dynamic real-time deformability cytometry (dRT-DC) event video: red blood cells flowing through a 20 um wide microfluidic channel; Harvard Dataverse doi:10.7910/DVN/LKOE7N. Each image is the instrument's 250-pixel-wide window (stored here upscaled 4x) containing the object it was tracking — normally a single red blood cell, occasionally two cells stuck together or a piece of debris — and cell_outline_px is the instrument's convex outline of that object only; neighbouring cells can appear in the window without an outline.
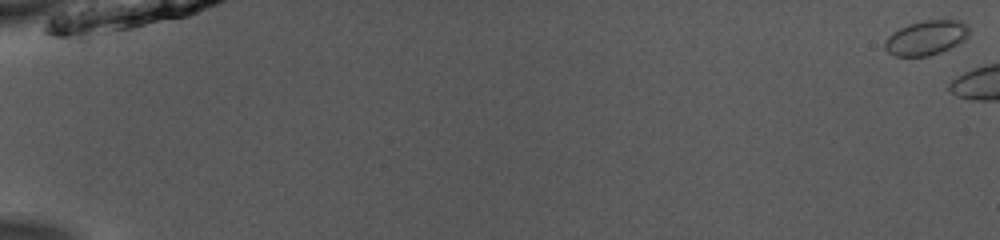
{"species": "common noctule bat (a hibernating species)", "species_latin": "Nyctalus noctula", "temperature_condition": "room temperature", "stored_images_in_passage": 23, "camera_frame_rate_fps": 3000, "um_per_image_px": 0.085, "animal": {"sex": "male", "body_mass_g": 13.0, "forearm_length_mm": 53.1}, "frame": {"image": 1, "passage_image": 1, "time_ms": 0.0, "image_size_px": [1000, 240], "cell_outline_px": [[968, 36], [964, 40], [940, 52], [928, 56], [896, 56], [888, 52], [884, 48], [884, 40], [892, 32], [908, 24], [924, 20], [964, 20], [968, 24]], "centroid_in_image_um": [78.71, 3.19], "position_along_channel_um": 6.3, "area_um2": 16.99}}
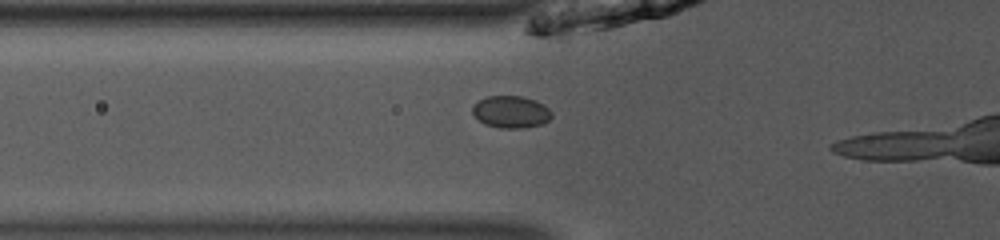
{"frame": {"image": 2, "passage_image": 21, "time_ms": 6.667, "image_size_px": [1000, 240], "cell_outline_px": [[552, 116], [548, 120], [540, 124], [524, 128], [500, 128], [484, 124], [472, 112], [472, 104], [488, 96], [520, 96], [536, 100], [544, 104], [552, 112]], "centroid_in_image_um": [43.43, 9.5], "position_along_channel_um": 82.4, "area_um2": 14.8}}